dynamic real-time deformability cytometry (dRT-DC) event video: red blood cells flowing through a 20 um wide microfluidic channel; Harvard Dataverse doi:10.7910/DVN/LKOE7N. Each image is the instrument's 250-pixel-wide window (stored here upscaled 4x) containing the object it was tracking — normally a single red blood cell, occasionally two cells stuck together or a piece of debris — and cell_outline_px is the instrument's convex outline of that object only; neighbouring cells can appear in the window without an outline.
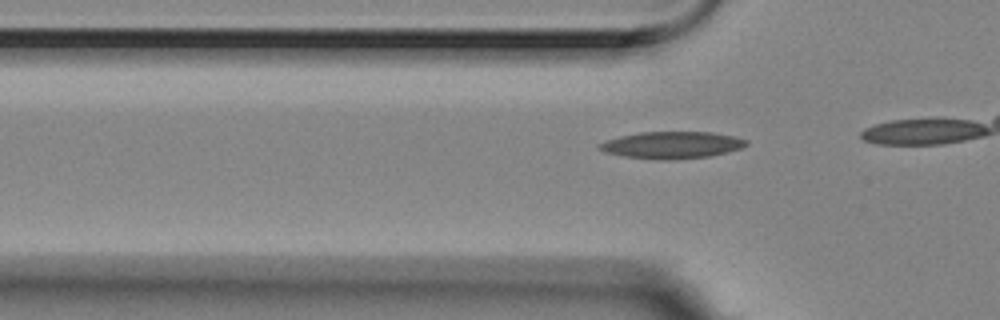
{"species": "Egyptian fruit bat (a non-hibernating species)", "species_latin": "Rousettus aegyptiacus", "temperature_condition": "room temperature", "stored_images_in_passage": 13, "camera_frame_rate_fps": 3000, "um_per_image_px": 0.085, "animal": {"sex": "female"}, "frame": {"image": 1, "passage_image": 10, "time_ms": 3.0, "image_size_px": [1000, 320], "cell_outline_px": [[748, 144], [740, 148], [728, 152], [708, 156], [676, 160], [656, 160], [624, 156], [604, 152], [596, 148], [596, 144], [620, 136], [640, 132], [712, 132], [736, 136], [748, 140]], "centroid_in_image_um": [57.1, 12.33], "position_along_channel_um": 68.7, "area_um2": 23.29}}